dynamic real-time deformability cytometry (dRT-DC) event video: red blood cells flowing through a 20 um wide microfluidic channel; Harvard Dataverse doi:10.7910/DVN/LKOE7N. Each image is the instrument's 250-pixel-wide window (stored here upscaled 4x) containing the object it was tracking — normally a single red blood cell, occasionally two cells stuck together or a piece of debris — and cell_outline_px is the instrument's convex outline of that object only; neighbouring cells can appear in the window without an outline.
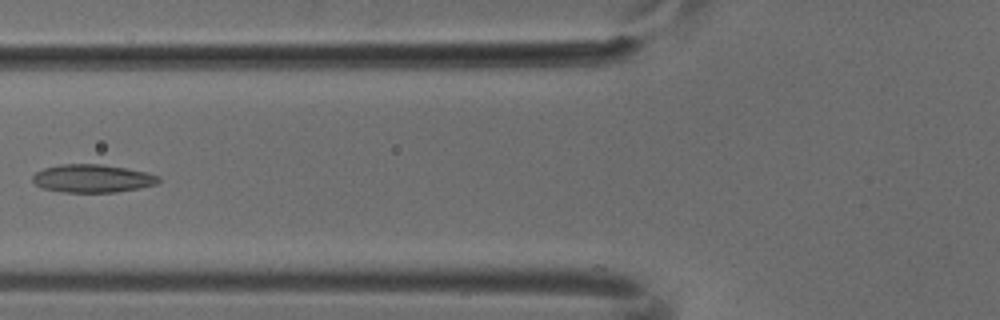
{"species": "common noctule bat (a hibernating species)", "species_latin": "Nyctalus noctula", "temperature_condition": "cold", "stored_images_in_passage": 6, "camera_frame_rate_fps": 3000, "um_per_image_px": 0.085, "animal": {"sex": "male", "body_mass_g": 18.8}, "frame": {"image": 1, "passage_image": 5, "time_ms": 1.333, "image_size_px": [1000, 320], "cell_outline_px": [[160, 180], [156, 184], [140, 188], [116, 192], [64, 192], [44, 188], [36, 184], [32, 180], [32, 176], [36, 172], [44, 168], [60, 164], [100, 164], [124, 168], [144, 172], [160, 176]], "centroid_in_image_um": [7.85, 15.17], "position_along_channel_um": 117.9, "area_um2": 20.4}}
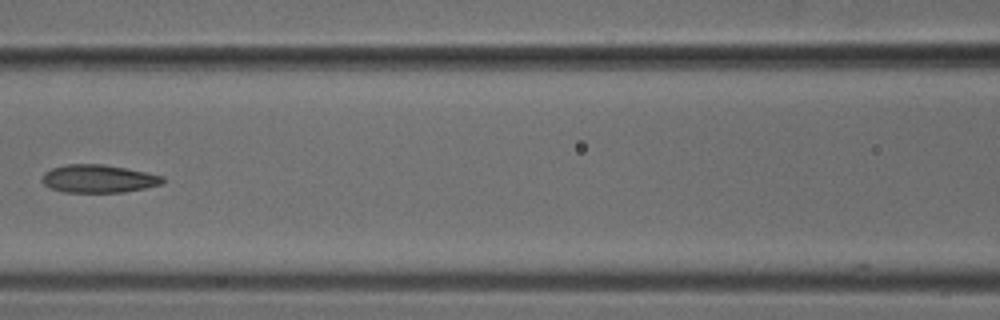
{"frame": {"image": 2, "passage_image": 6, "time_ms": 1.667, "image_size_px": [1000, 320], "cell_outline_px": [[164, 180], [160, 184], [144, 188], [124, 192], [64, 192], [52, 188], [44, 184], [40, 180], [44, 172], [52, 168], [68, 164], [104, 164], [164, 176]], "centroid_in_image_um": [8.33, 15.19], "position_along_channel_um": 158.3, "area_um2": 19.48}}